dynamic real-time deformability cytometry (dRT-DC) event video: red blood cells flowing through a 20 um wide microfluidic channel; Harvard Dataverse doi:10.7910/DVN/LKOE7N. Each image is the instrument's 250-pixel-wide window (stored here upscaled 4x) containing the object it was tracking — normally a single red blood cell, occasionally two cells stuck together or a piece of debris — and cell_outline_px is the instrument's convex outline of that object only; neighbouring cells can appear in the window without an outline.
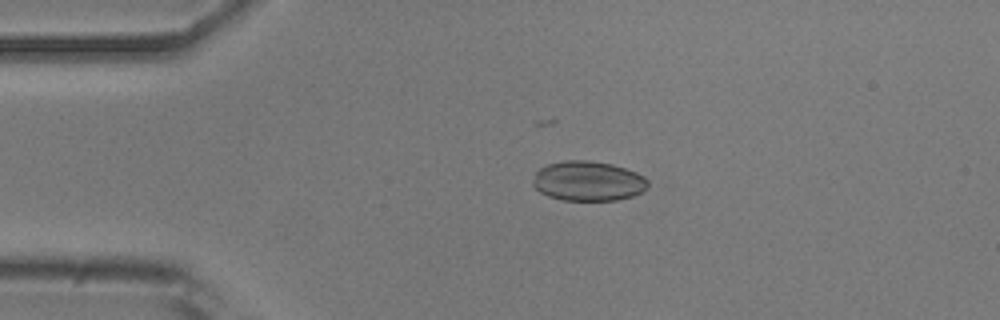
{"species": "common noctule bat (a hibernating species)", "species_latin": "Nyctalus noctula", "temperature_condition": "room temperature", "stored_images_in_passage": 7, "camera_frame_rate_fps": 3000, "um_per_image_px": 0.085, "animal": {"sex": "male", "body_mass_g": 20.5, "forearm_length_mm": 52.5}, "frame": {"image": 1, "passage_image": 5, "time_ms": 1.333, "image_size_px": [1000, 320], "cell_outline_px": [[648, 188], [632, 196], [616, 200], [560, 200], [548, 196], [540, 192], [532, 184], [532, 180], [536, 172], [540, 168], [548, 164], [564, 160], [588, 160], [612, 164], [636, 172], [644, 176], [648, 180]], "centroid_in_image_um": [49.98, 15.39], "position_along_channel_um": 35.0, "area_um2": 26.76}}